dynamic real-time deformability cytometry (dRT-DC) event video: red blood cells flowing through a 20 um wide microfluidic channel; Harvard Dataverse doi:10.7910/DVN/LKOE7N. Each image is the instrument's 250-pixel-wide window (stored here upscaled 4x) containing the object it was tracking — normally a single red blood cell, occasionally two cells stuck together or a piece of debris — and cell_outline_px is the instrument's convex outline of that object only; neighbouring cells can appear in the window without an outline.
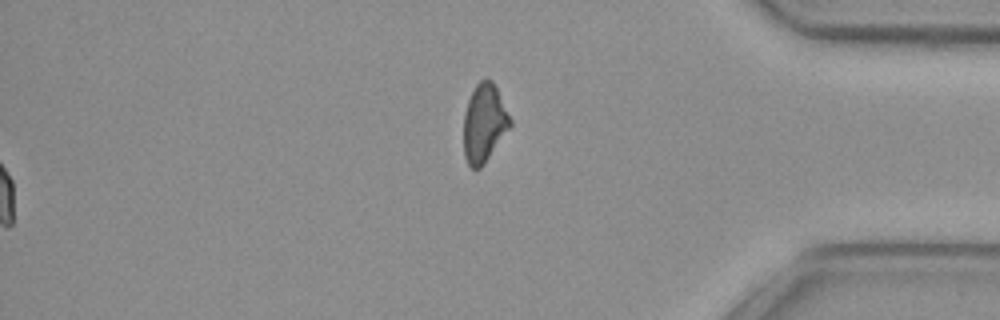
{"species": "common noctule bat (a hibernating species)", "species_latin": "Nyctalus noctula", "temperature_condition": "cold", "stored_images_in_passage": 55, "segment_of_instrument_passage": [2, 2], "camera_frame_rate_fps": 3000, "um_per_image_px": 0.085, "animal": {"sex": "female", "body_mass_g": 29.2, "forearm_length_mm": 56.3}, "frame": {"image": 1, "passage_image": 55, "time_ms": 18.0, "image_size_px": [1000, 320], "cell_outline_px": [[512, 124], [484, 164], [480, 168], [472, 168], [468, 164], [464, 156], [464, 112], [468, 100], [476, 84], [480, 80], [492, 80], [512, 120]], "centroid_in_image_um": [41.15, 10.47], "position_along_channel_um": 394.1, "area_um2": 20.92}}